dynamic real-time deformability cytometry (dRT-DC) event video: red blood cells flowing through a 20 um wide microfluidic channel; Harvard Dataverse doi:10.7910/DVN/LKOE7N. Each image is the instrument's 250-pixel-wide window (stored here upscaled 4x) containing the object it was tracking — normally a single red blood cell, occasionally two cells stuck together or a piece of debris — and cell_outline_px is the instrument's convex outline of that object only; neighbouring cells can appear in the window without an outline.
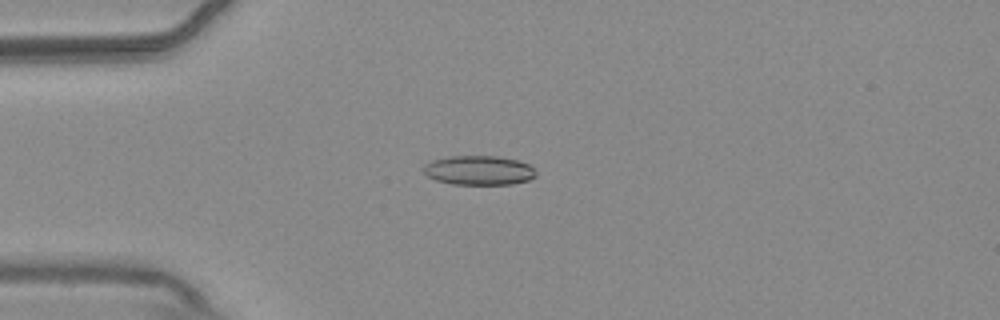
{"species": "common noctule bat (a hibernating species)", "species_latin": "Nyctalus noctula", "temperature_condition": "warm", "stored_images_in_passage": 56, "camera_frame_rate_fps": 3000, "um_per_image_px": 0.085, "animal": {"sex": "male", "body_mass_g": 20.4}, "frame": {"image": 1, "passage_image": 15, "time_ms": 4.667, "image_size_px": [1000, 320], "cell_outline_px": [[536, 176], [528, 180], [512, 184], [452, 184], [436, 180], [428, 176], [424, 172], [424, 164], [432, 160], [448, 156], [496, 156], [516, 160], [528, 164], [536, 172]], "centroid_in_image_um": [40.69, 14.47], "position_along_channel_um": 44.3, "area_um2": 19.13}}
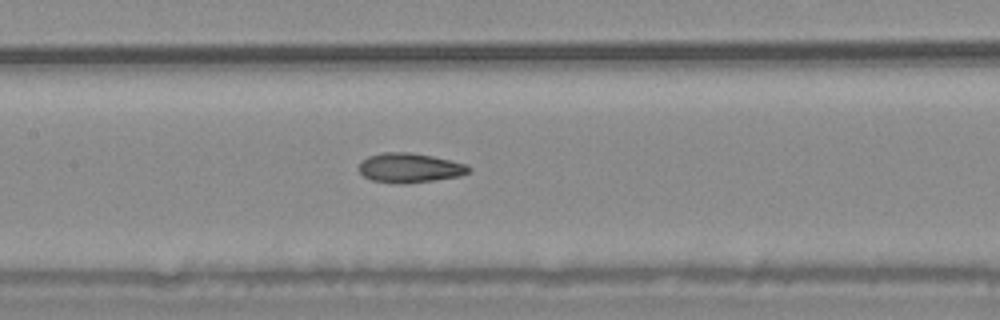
{"frame": {"image": 2, "passage_image": 27, "time_ms": 8.667, "image_size_px": [1000, 320], "cell_outline_px": [[472, 168], [468, 172], [460, 176], [436, 180], [404, 184], [400, 184], [372, 180], [364, 176], [360, 172], [360, 164], [368, 156], [384, 152], [408, 152], [432, 156], [468, 164]], "centroid_in_image_um": [34.86, 14.27], "position_along_channel_um": 172.5, "area_um2": 18.84}}
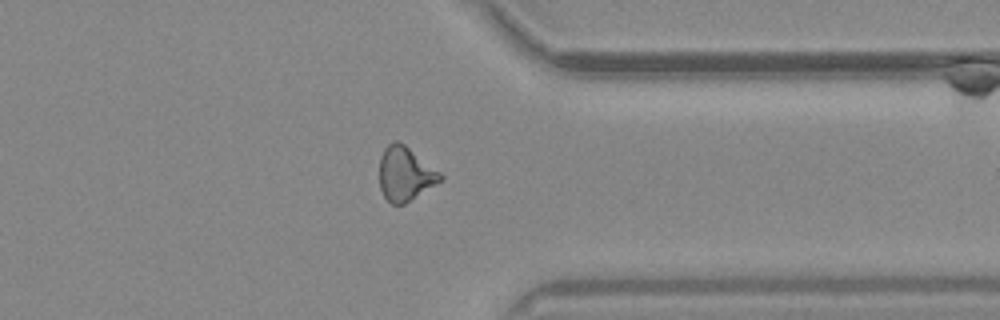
{"frame": {"image": 3, "passage_image": 44, "time_ms": 14.333, "image_size_px": [1000, 320], "cell_outline_px": [[444, 180], [404, 204], [392, 204], [384, 196], [380, 188], [380, 156], [384, 148], [388, 144], [396, 140], [404, 144], [440, 172], [444, 176]], "centroid_in_image_um": [34.45, 14.78], "position_along_channel_um": 376.9, "area_um2": 19.13}, "authors_computed_cell_mechanics": {"area_um2": 18.9006, "velocity_mm_per_s": 3.6977, "shape_relaxation_time_tau1_ms": 10.3718, "shape_relaxation_time_tau2_ms": 3.1108, "deformation_change_tau1": 0.2235, "deformation_change_tau2": 0.1062}}